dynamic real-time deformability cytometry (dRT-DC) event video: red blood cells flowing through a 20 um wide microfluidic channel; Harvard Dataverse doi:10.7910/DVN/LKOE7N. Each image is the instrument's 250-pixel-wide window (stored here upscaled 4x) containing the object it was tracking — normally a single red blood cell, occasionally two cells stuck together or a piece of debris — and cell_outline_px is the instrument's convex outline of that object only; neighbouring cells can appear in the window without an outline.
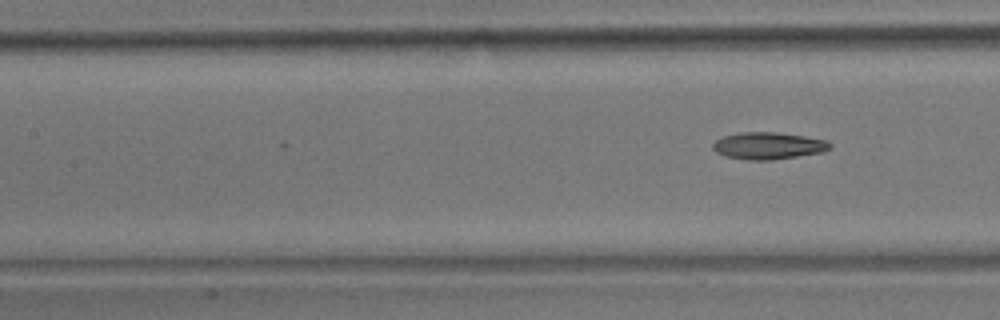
{"species": "common noctule bat (a hibernating species)", "species_latin": "Nyctalus noctula", "temperature_condition": "room temperature", "stored_images_in_passage": 5, "segment_of_instrument_passage": [2, 2], "camera_frame_rate_fps": 3000, "um_per_image_px": 0.085, "animal": {"sex": "male", "body_mass_g": 17.9}, "frame": {"image": 1, "passage_image": 5, "time_ms": 1.333, "image_size_px": [1000, 320], "cell_outline_px": [[832, 148], [824, 152], [768, 160], [748, 160], [724, 156], [716, 152], [712, 148], [712, 144], [716, 140], [724, 136], [740, 132], [776, 132], [804, 136], [828, 140], [832, 144]], "centroid_in_image_um": [65.32, 12.38], "position_along_channel_um": 142.1, "area_um2": 18.5}}